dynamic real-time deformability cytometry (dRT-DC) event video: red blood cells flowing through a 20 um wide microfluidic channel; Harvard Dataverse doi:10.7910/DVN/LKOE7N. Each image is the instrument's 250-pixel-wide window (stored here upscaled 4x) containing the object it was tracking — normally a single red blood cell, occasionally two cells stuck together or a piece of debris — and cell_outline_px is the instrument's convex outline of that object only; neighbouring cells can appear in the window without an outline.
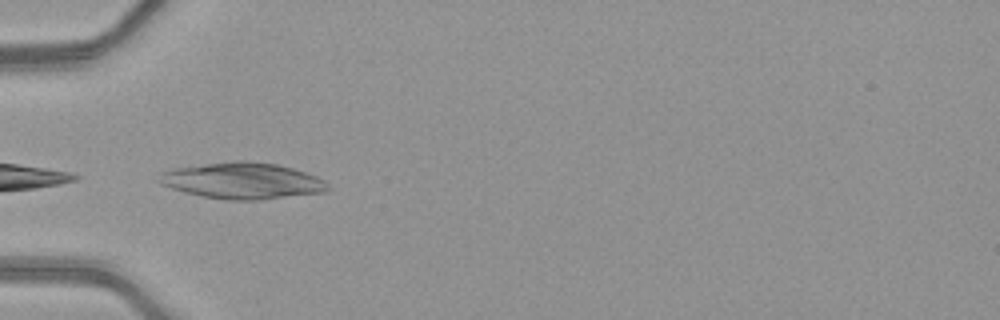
{"species": "common noctule bat (a hibernating species)", "species_latin": "Nyctalus noctula", "temperature_condition": "warm", "stored_images_in_passage": 13, "camera_frame_rate_fps": 3000, "um_per_image_px": 0.085, "animal": {"sex": "female", "body_mass_g": 21.9}, "frame": {"image": 1, "passage_image": 1, "time_ms": 0.0, "image_size_px": [1000, 320], "cell_outline_px": [[332, 188], [324, 192], [260, 200], [228, 200], [200, 196], [172, 188], [160, 184], [160, 172], [176, 168], [232, 160], [244, 160], [276, 164], [292, 168], [316, 176], [324, 180]], "centroid_in_image_um": [20.63, 15.37], "position_along_channel_um": 64.4, "area_um2": 35.6}}
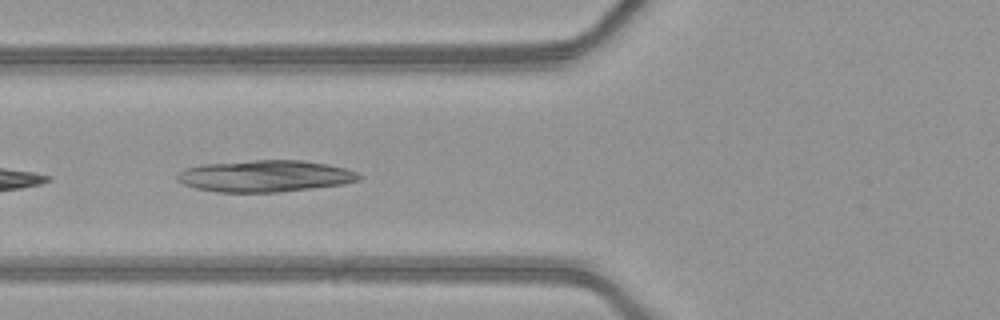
{"frame": {"image": 2, "passage_image": 4, "time_ms": 1.0, "image_size_px": [1000, 320], "cell_outline_px": [[364, 176], [360, 180], [344, 184], [280, 192], [216, 192], [196, 188], [184, 184], [176, 180], [176, 176], [184, 168], [200, 164], [252, 160], [300, 160], [328, 164], [344, 168], [356, 172]], "centroid_in_image_um": [22.53, 14.96], "position_along_channel_um": 103.3, "area_um2": 33.76}}